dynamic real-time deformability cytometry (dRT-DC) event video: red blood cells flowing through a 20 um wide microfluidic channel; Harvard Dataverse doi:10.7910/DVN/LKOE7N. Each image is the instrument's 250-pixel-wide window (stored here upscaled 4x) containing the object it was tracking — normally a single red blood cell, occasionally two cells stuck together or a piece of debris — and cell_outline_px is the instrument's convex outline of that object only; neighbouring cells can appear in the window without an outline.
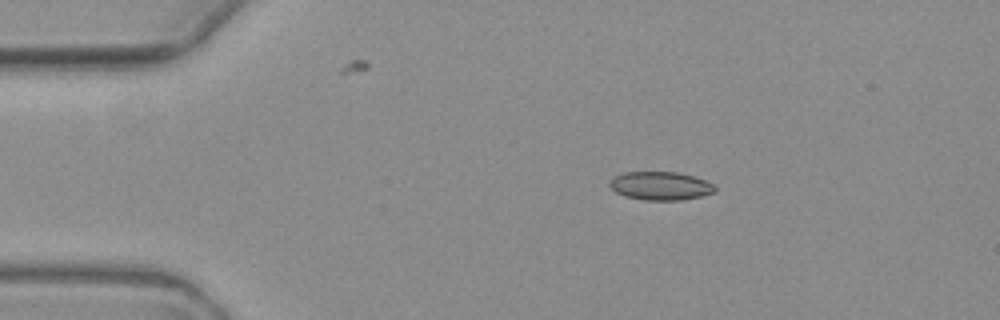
{"species": "common noctule bat (a hibernating species)", "species_latin": "Nyctalus noctula", "temperature_condition": "warm", "stored_images_in_passage": 6, "camera_frame_rate_fps": 3000, "um_per_image_px": 0.085, "animal": {"sex": "female", "body_mass_g": 19.3, "forearm_length_mm": 54.1}, "frame": {"image": 1, "passage_image": 3, "time_ms": 3.333, "image_size_px": [1000, 320], "cell_outline_px": [[716, 192], [700, 196], [680, 200], [644, 200], [624, 196], [616, 192], [608, 184], [616, 176], [624, 172], [676, 172], [692, 176], [704, 180], [712, 184], [716, 188]], "centroid_in_image_um": [56.14, 15.8], "position_along_channel_um": 28.9, "area_um2": 17.22}}
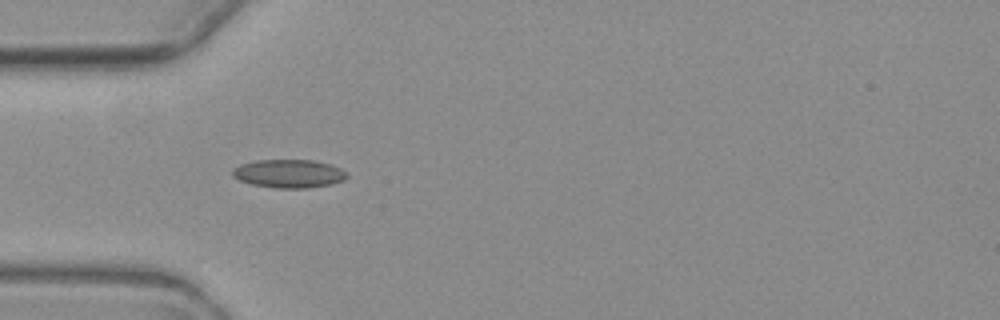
{"frame": {"image": 2, "passage_image": 5, "time_ms": 5.667, "image_size_px": [1000, 320], "cell_outline_px": [[348, 176], [344, 180], [332, 184], [308, 188], [276, 188], [252, 184], [240, 180], [232, 176], [232, 168], [240, 164], [256, 160], [312, 160], [328, 164], [340, 168], [348, 172]], "centroid_in_image_um": [24.55, 14.76], "position_along_channel_um": 60.4, "area_um2": 18.96}}
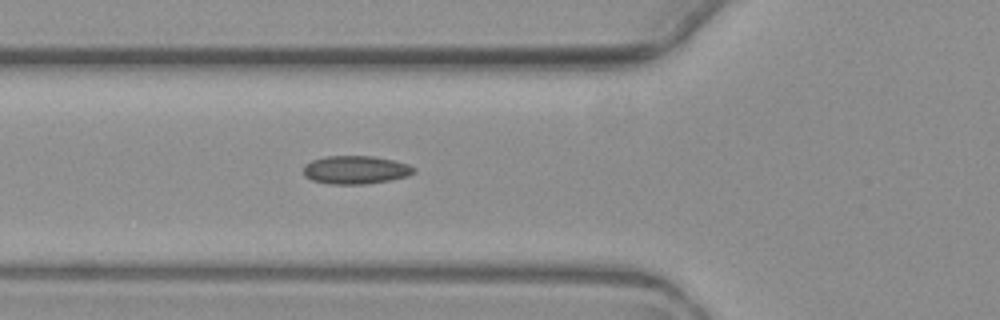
{"frame": {"image": 3, "passage_image": 6, "time_ms": 6.667, "image_size_px": [1000, 320], "cell_outline_px": [[416, 172], [408, 176], [388, 180], [364, 184], [328, 184], [312, 180], [304, 176], [304, 164], [312, 160], [324, 156], [372, 156], [392, 160], [408, 164], [416, 168]], "centroid_in_image_um": [30.21, 14.43], "position_along_channel_um": 95.6, "area_um2": 18.21}}